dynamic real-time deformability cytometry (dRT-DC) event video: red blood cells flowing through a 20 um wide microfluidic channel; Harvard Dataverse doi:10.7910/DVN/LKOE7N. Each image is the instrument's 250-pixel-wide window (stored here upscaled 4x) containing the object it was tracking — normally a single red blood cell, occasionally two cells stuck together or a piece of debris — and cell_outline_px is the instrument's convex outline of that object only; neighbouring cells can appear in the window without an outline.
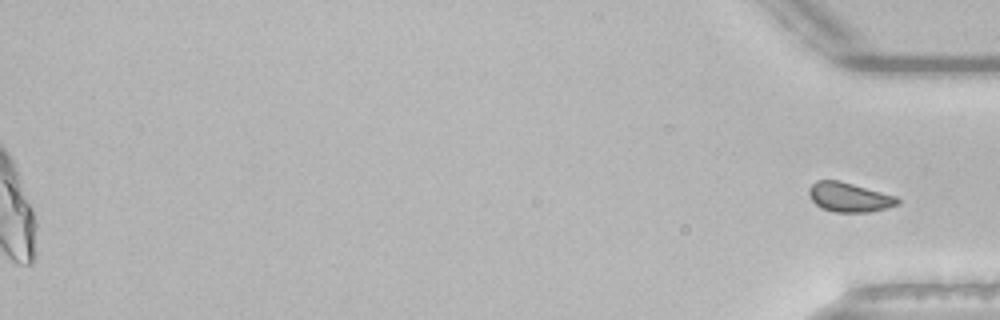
{"species": "common noctule bat (a hibernating species)", "species_latin": "Nyctalus noctula", "temperature_condition": "room temperature", "stored_images_in_passage": 50, "segment_of_instrument_passage": [2, 2], "camera_frame_rate_fps": 3000, "um_per_image_px": 0.085, "animal": {"sex": "male", "body_mass_g": 21.5, "forearm_length_mm": 52.0}, "frame": {"image": 1, "passage_image": 50, "time_ms": 16.333, "image_size_px": [1000, 320], "cell_outline_px": [[900, 204], [888, 208], [868, 212], [832, 212], [820, 208], [812, 200], [808, 192], [808, 188], [816, 180], [840, 180], [896, 196], [900, 200]], "centroid_in_image_um": [72.18, 16.76], "position_along_channel_um": 363.0, "area_um2": 15.37}}